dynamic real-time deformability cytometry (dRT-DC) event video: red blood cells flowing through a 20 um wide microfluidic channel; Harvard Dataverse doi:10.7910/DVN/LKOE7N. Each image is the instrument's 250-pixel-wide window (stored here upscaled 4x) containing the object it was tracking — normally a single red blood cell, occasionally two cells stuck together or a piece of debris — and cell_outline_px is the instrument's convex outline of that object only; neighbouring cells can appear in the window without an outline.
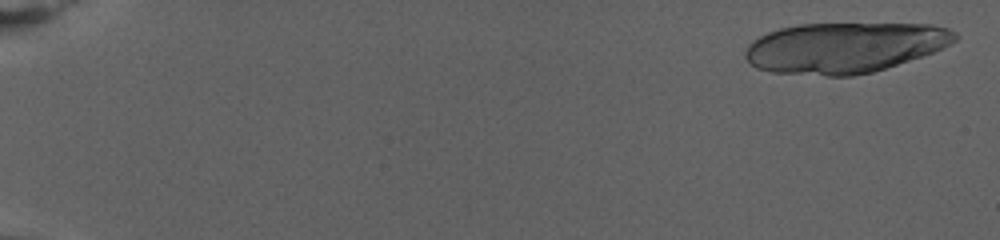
{"species": "human", "species_latin": "Homo sapiens", "temperature_condition": "warm", "stored_images_in_passage": 33, "camera_frame_rate_fps": 3000, "um_per_image_px": 0.085, "donor": {"sex": "female"}, "frame": {"image": 1, "passage_image": 2, "time_ms": 0.333, "image_size_px": [1000, 240], "cell_outline_px": [[960, 36], [956, 40], [932, 52], [872, 72], [852, 76], [828, 76], [772, 72], [756, 68], [748, 64], [744, 56], [744, 52], [748, 44], [752, 40], [768, 32], [780, 28], [800, 24], [932, 24], [948, 28], [956, 32]], "centroid_in_image_um": [71.73, 4.04], "position_along_channel_um": 13.3, "area_um2": 61.67}}
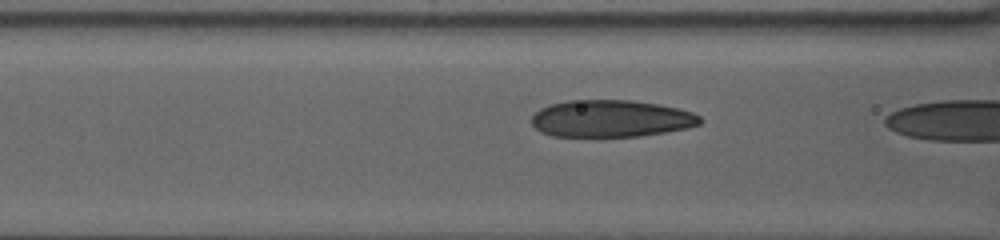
{"frame": {"image": 2, "passage_image": 32, "time_ms": 10.333, "image_size_px": [1000, 240], "cell_outline_px": [[704, 120], [700, 124], [688, 128], [640, 136], [600, 140], [552, 136], [540, 132], [532, 124], [532, 116], [540, 108], [548, 104], [568, 100], [632, 100], [656, 104], [676, 108], [692, 112], [700, 116]], "centroid_in_image_um": [51.88, 10.13], "position_along_channel_um": 114.7, "area_um2": 37.69}}